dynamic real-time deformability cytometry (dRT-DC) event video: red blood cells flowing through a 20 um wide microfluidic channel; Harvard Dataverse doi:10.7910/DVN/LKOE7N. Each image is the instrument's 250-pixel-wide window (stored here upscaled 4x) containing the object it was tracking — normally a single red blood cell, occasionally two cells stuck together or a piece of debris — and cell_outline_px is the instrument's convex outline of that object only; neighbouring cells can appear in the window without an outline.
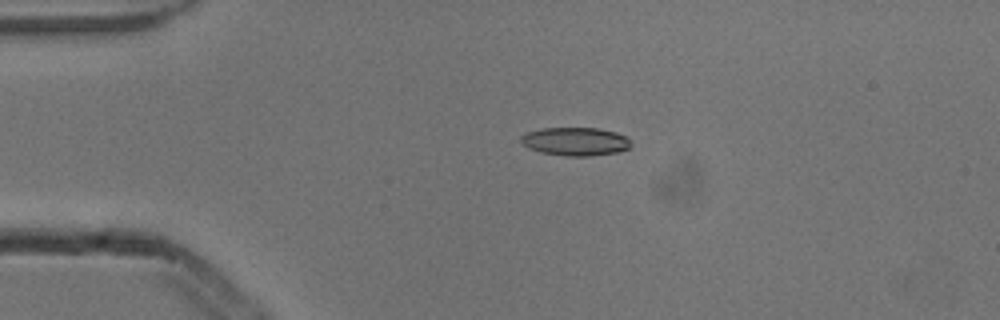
{"species": "common noctule bat (a hibernating species)", "species_latin": "Nyctalus noctula", "temperature_condition": "cold", "stored_images_in_passage": 5, "camera_frame_rate_fps": 3000, "um_per_image_px": 0.085, "animal": {"sex": "male", "body_mass_g": 13.3}, "frame": {"image": 1, "passage_image": 4, "time_ms": 1.0, "image_size_px": [1000, 320], "cell_outline_px": [[632, 144], [628, 148], [620, 152], [588, 156], [568, 156], [540, 152], [528, 148], [520, 140], [520, 136], [528, 132], [540, 128], [600, 128], [616, 132], [624, 136]], "centroid_in_image_um": [48.9, 12.02], "position_along_channel_um": 36.1, "area_um2": 18.15}}